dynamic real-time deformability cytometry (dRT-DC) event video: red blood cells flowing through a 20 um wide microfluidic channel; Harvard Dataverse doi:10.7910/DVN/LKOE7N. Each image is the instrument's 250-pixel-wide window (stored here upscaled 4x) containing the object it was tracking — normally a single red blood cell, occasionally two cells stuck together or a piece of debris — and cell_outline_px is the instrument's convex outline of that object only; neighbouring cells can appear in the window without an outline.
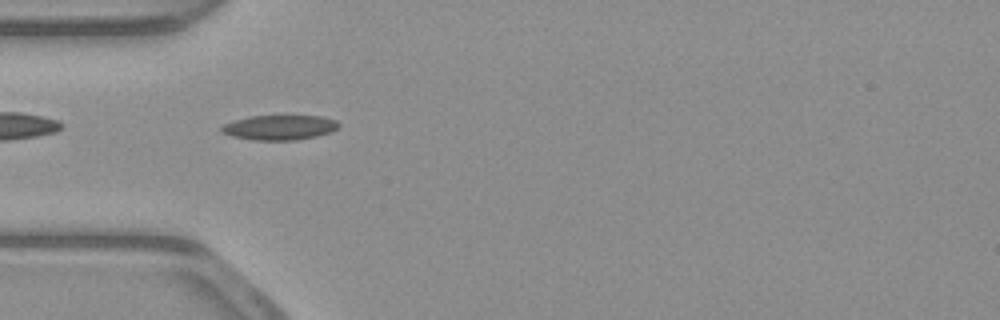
{"species": "common noctule bat (a hibernating species)", "species_latin": "Nyctalus noctula", "temperature_condition": "warm", "stored_images_in_passage": 39, "camera_frame_rate_fps": 3000, "um_per_image_px": 0.085, "animal": {"sex": "male", "body_mass_g": 23.1, "forearm_length_mm": 52.7}, "frame": {"image": 1, "passage_image": 2, "time_ms": 0.333, "image_size_px": [1000, 320], "cell_outline_px": [[340, 124], [332, 132], [316, 136], [296, 140], [252, 140], [232, 136], [220, 132], [220, 128], [224, 124], [248, 116], [320, 116], [336, 120]], "centroid_in_image_um": [23.75, 10.84], "position_along_channel_um": 61.3, "area_um2": 16.94}}
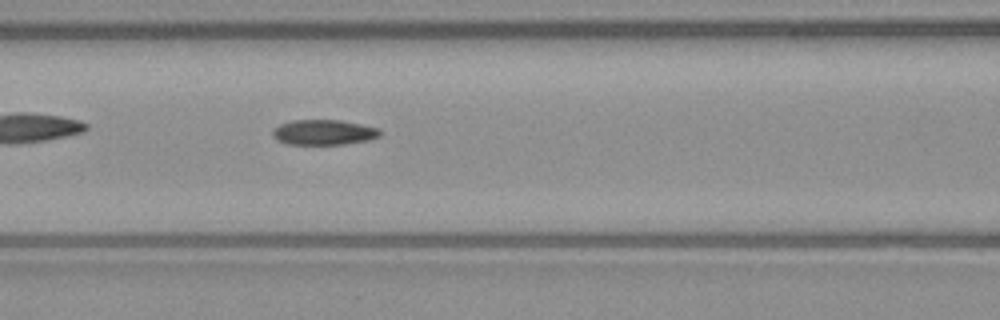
{"frame": {"image": 2, "passage_image": 8, "time_ms": 2.333, "image_size_px": [1000, 320], "cell_outline_px": [[380, 136], [368, 140], [344, 144], [288, 144], [280, 140], [272, 132], [280, 124], [292, 120], [340, 120], [380, 128]], "centroid_in_image_um": [27.57, 11.24], "position_along_channel_um": 139.0, "area_um2": 15.49}}
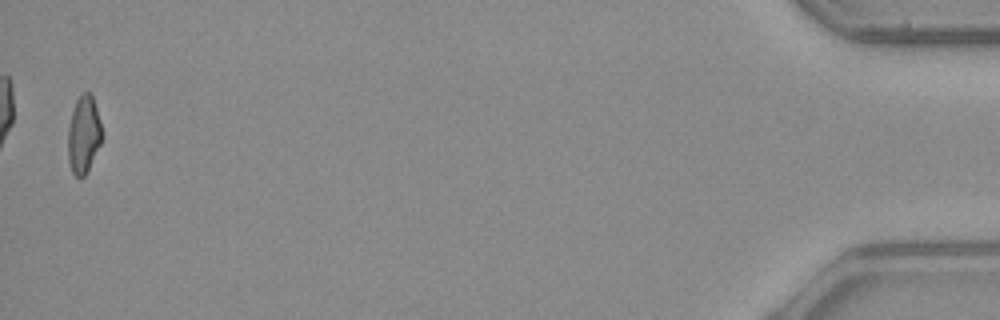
{"frame": {"image": 3, "passage_image": 38, "time_ms": 12.333, "image_size_px": [1000, 320], "cell_outline_px": [[104, 136], [84, 176], [76, 176], [72, 172], [68, 160], [68, 128], [72, 112], [76, 100], [84, 92], [92, 92], [100, 120]], "centroid_in_image_um": [7.12, 11.39], "position_along_channel_um": 428.1, "area_um2": 15.32}, "authors_computed_cell_mechanics": {"area_um2": 16.1262, "velocity_mm_per_s": 3.9174, "shape_relaxation_time_tau1_ms": 9.7394, "shape_relaxation_time_tau2_ms": 3.9637, "deformation_change_tau1": 0.232, "deformation_change_tau2": 0.0935}}